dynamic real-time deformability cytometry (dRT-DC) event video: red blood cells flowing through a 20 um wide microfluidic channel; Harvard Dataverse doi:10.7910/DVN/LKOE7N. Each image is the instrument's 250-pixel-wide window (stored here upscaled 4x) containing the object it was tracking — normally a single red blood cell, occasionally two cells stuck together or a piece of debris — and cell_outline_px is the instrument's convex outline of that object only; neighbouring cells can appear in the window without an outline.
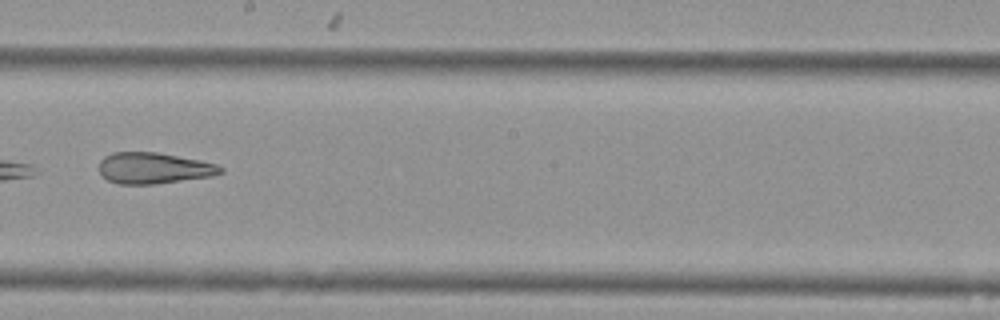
{"species": "Egyptian fruit bat (a non-hibernating species)", "species_latin": "Rousettus aegyptiacus", "temperature_condition": "cold", "stored_images_in_passage": 10, "camera_frame_rate_fps": 3000, "um_per_image_px": 0.085, "animal": {"sex": "female"}, "frame": {"image": 1, "passage_image": 9, "time_ms": 2.667, "image_size_px": [1000, 320], "cell_outline_px": [[224, 172], [212, 176], [156, 184], [116, 184], [108, 180], [100, 172], [100, 160], [104, 156], [112, 152], [156, 152], [200, 160], [216, 164], [224, 168]], "centroid_in_image_um": [13.08, 14.29], "position_along_channel_um": 235.1, "area_um2": 22.08}}
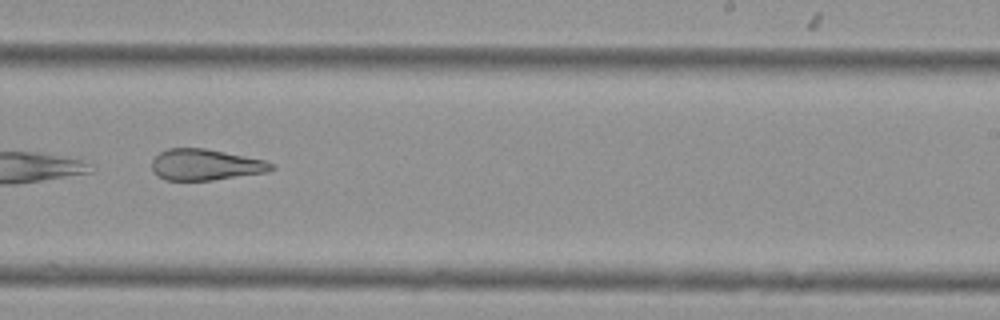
{"frame": {"image": 2, "passage_image": 10, "time_ms": 3.0, "image_size_px": [1000, 320], "cell_outline_px": [[276, 168], [268, 172], [212, 180], [164, 180], [156, 176], [152, 168], [152, 160], [160, 152], [168, 148], [204, 148], [264, 160], [272, 164]], "centroid_in_image_um": [17.44, 14.01], "position_along_channel_um": 271.6, "area_um2": 21.62}}